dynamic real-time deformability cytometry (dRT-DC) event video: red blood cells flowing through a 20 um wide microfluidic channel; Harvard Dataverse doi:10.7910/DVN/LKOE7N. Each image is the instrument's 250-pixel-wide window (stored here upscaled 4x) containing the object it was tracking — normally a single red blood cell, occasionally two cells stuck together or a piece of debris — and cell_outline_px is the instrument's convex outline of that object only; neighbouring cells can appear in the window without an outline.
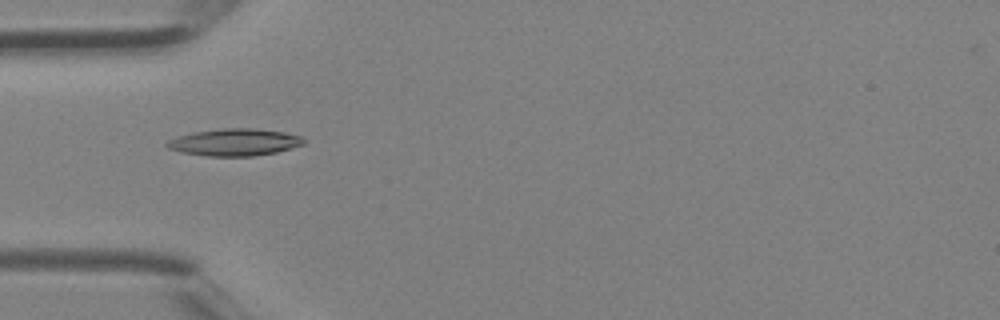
{"species": "Egyptian fruit bat (a non-hibernating species)", "species_latin": "Rousettus aegyptiacus", "temperature_condition": "room temperature", "stored_images_in_passage": 39, "camera_frame_rate_fps": 3000, "um_per_image_px": 0.085, "animal": {"sex": "female"}, "frame": {"image": 1, "passage_image": 11, "time_ms": 3.333, "image_size_px": [1000, 320], "cell_outline_px": [[304, 144], [276, 152], [256, 156], [208, 156], [180, 152], [168, 148], [164, 144], [168, 140], [192, 132], [224, 128], [256, 128], [284, 132], [304, 136]], "centroid_in_image_um": [19.95, 12.09], "position_along_channel_um": 65.1, "area_um2": 21.68}}
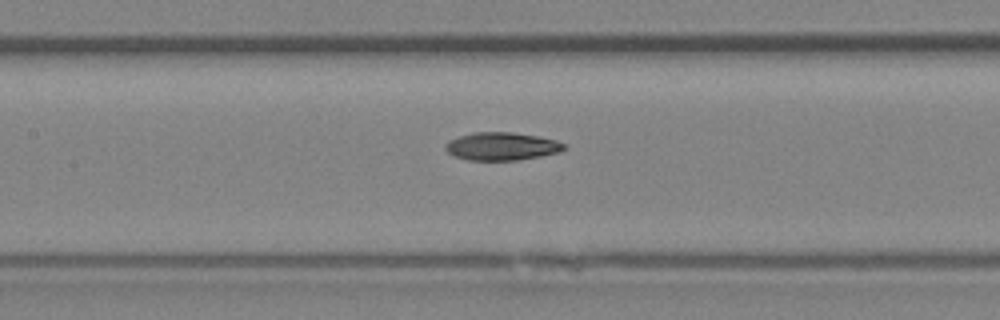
{"frame": {"image": 2, "passage_image": 17, "time_ms": 5.333, "image_size_px": [1000, 320], "cell_outline_px": [[568, 148], [560, 152], [540, 156], [516, 160], [468, 160], [456, 156], [448, 152], [444, 148], [444, 144], [448, 140], [472, 132], [512, 132], [540, 136], [556, 140], [568, 144]], "centroid_in_image_um": [42.69, 12.42], "position_along_channel_um": 164.7, "area_um2": 19.54}}
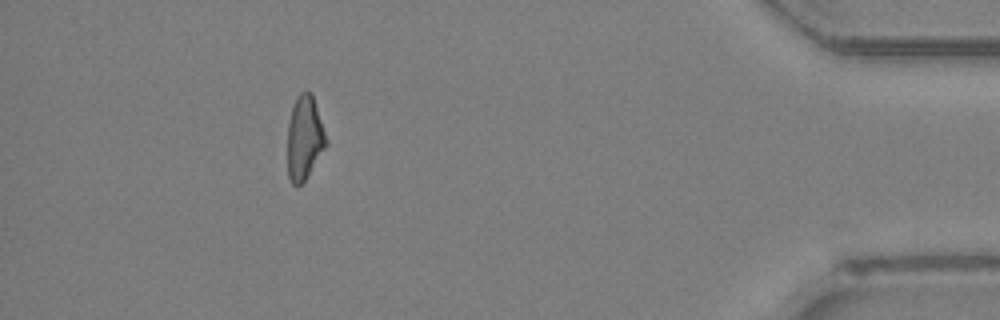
{"frame": {"image": 3, "passage_image": 35, "time_ms": 11.333, "image_size_px": [1000, 320], "cell_outline_px": [[328, 144], [304, 180], [296, 188], [292, 184], [288, 176], [288, 124], [292, 108], [296, 96], [300, 92], [312, 92], [328, 140]], "centroid_in_image_um": [25.89, 11.71], "position_along_channel_um": 409.3, "area_um2": 18.9}}